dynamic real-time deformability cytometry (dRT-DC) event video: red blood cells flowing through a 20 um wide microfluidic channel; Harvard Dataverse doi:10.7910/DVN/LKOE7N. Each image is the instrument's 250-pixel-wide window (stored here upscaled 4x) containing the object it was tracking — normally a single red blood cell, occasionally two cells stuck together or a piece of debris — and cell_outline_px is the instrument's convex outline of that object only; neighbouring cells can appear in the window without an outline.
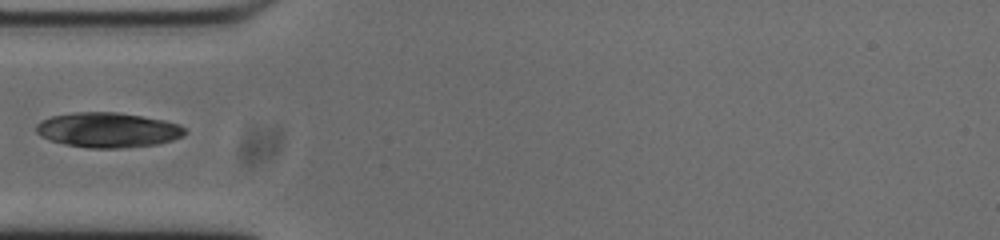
{"species": "common noctule bat (a hibernating species)", "species_latin": "Nyctalus noctula", "temperature_condition": "cold", "stored_images_in_passage": 5, "camera_frame_rate_fps": 3000, "um_per_image_px": 0.085, "animal": {"sex": "male", "body_mass_g": 20.0, "forearm_length_mm": 53.3}, "frame": {"image": 1, "passage_image": 1, "time_ms": 0.0, "image_size_px": [1000, 240], "cell_outline_px": [[188, 132], [184, 136], [172, 140], [156, 144], [120, 148], [88, 148], [64, 144], [40, 136], [36, 132], [36, 124], [40, 120], [52, 116], [72, 112], [116, 112], [164, 120], [180, 124]], "centroid_in_image_um": [9.17, 11.04], "position_along_channel_um": 75.8, "area_um2": 30.35}}